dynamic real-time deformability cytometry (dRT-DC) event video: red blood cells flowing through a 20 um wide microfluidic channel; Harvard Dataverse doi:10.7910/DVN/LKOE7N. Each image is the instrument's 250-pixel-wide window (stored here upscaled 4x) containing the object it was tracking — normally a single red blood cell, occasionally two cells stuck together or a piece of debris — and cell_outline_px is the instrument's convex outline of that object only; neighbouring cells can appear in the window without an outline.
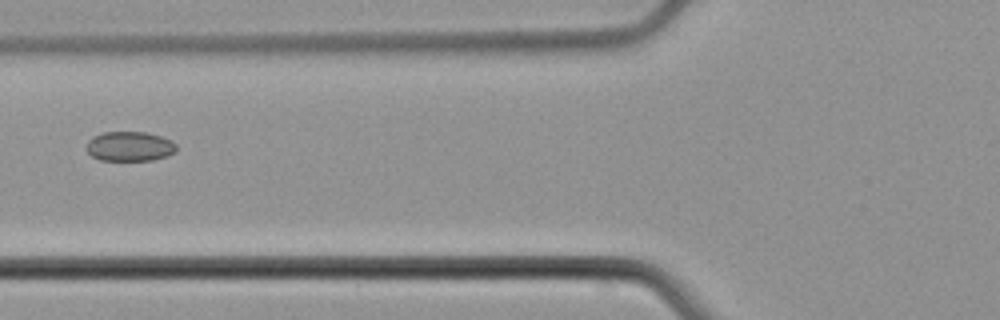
{"species": "common noctule bat (a hibernating species)", "species_latin": "Nyctalus noctula", "temperature_condition": "cold", "stored_images_in_passage": 2, "camera_frame_rate_fps": 3000, "um_per_image_px": 0.085, "animal": {"sex": "male", "body_mass_g": 21.5, "forearm_length_mm": 52.0}, "frame": {"image": 1, "passage_image": 2, "time_ms": 1.333, "image_size_px": [1000, 320], "cell_outline_px": [[176, 152], [168, 156], [152, 160], [100, 160], [92, 156], [88, 152], [88, 140], [92, 136], [104, 132], [148, 132], [172, 140], [176, 144]], "centroid_in_image_um": [11.06, 12.43], "position_along_channel_um": 114.7, "area_um2": 15.61}}